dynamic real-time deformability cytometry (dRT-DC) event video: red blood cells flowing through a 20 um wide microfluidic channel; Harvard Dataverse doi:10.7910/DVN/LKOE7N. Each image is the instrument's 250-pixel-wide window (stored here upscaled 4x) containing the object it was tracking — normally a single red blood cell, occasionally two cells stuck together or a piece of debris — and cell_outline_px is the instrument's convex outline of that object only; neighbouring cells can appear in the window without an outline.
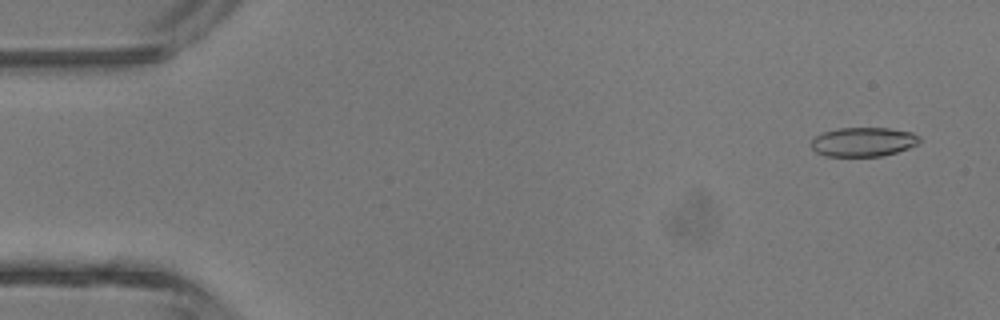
{"species": "common noctule bat (a hibernating species)", "species_latin": "Nyctalus noctula", "temperature_condition": "room temperature", "stored_images_in_passage": 4, "camera_frame_rate_fps": 3000, "um_per_image_px": 0.085, "animal": {"sex": "male", "body_mass_g": 13.3}, "frame": {"image": 1, "passage_image": 1, "time_ms": 0.0, "image_size_px": [1000, 320], "cell_outline_px": [[920, 140], [916, 144], [908, 148], [896, 152], [880, 156], [824, 156], [816, 152], [812, 148], [812, 140], [816, 136], [824, 132], [840, 128], [888, 128], [912, 132], [920, 136]], "centroid_in_image_um": [73.38, 12.06], "position_along_channel_um": 11.6, "area_um2": 18.26}}
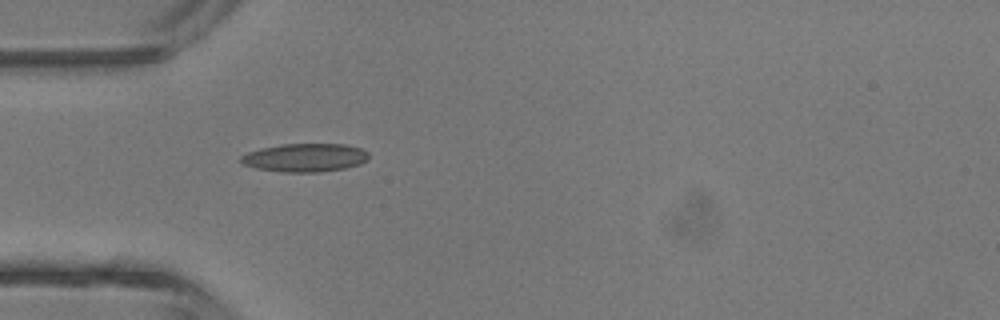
{"frame": {"image": 2, "passage_image": 4, "time_ms": 3.667, "image_size_px": [1000, 320], "cell_outline_px": [[368, 160], [360, 164], [344, 168], [320, 172], [280, 172], [256, 168], [244, 164], [240, 160], [240, 156], [248, 152], [260, 148], [280, 144], [344, 144], [360, 148], [368, 152]], "centroid_in_image_um": [25.92, 13.4], "position_along_channel_um": 59.1, "area_um2": 21.15}}